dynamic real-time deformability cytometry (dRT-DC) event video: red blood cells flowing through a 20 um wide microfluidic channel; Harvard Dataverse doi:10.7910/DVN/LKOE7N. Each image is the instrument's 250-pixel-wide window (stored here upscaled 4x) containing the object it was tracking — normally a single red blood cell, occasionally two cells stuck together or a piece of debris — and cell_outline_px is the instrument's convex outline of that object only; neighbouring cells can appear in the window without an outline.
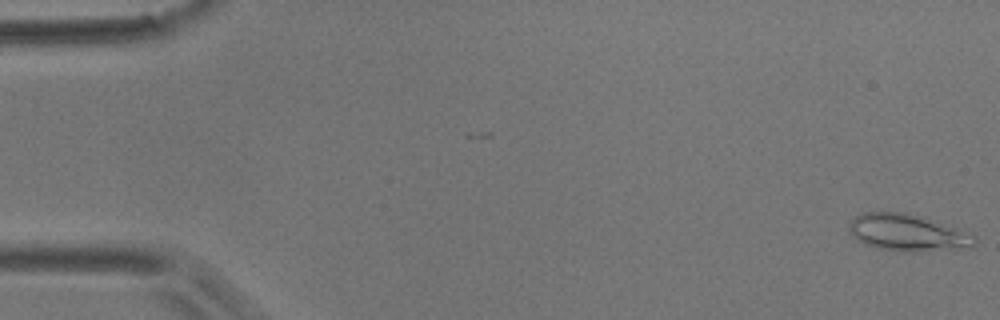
{"species": "common noctule bat (a hibernating species)", "species_latin": "Nyctalus noctula", "temperature_condition": "room temperature", "stored_images_in_passage": 5, "camera_frame_rate_fps": 3000, "um_per_image_px": 0.085, "animal": {"sex": "male", "body_mass_g": 17.9}, "frame": {"image": 1, "passage_image": 1, "time_ms": 0.0, "image_size_px": [1000, 320], "cell_outline_px": [[976, 244], [972, 248], [912, 252], [900, 252], [876, 248], [864, 244], [856, 240], [848, 232], [848, 224], [860, 212], [904, 212], [924, 216], [976, 236]], "centroid_in_image_um": [77.12, 19.79], "position_along_channel_um": 7.9, "area_um2": 27.51}}